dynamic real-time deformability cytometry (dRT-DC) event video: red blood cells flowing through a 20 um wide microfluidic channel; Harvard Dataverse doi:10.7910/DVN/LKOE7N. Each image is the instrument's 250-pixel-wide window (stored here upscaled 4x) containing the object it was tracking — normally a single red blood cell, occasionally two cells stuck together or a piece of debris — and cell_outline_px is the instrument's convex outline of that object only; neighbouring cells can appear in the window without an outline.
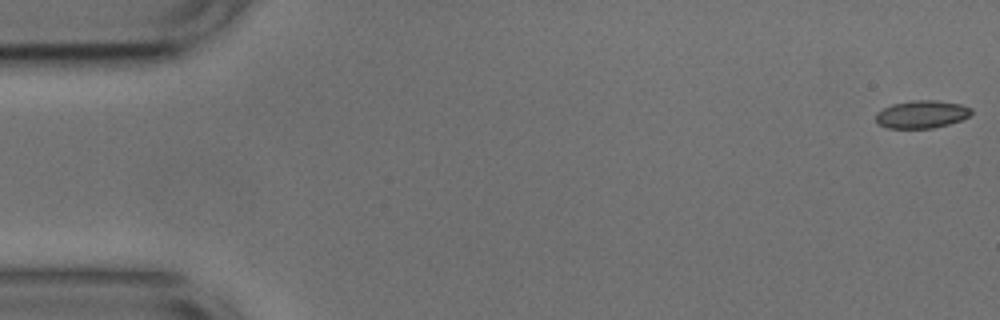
{"species": "common noctule bat (a hibernating species)", "species_latin": "Nyctalus noctula", "temperature_condition": "cold", "stored_images_in_passage": 53, "camera_frame_rate_fps": 3000, "um_per_image_px": 0.085, "animal": {"sex": "male", "body_mass_g": 17.9, "forearm_length_mm": 54.2}, "frame": {"image": 1, "passage_image": 1, "time_ms": 0.0, "image_size_px": [1000, 320], "cell_outline_px": [[972, 112], [968, 116], [960, 120], [948, 124], [932, 128], [888, 128], [880, 124], [876, 120], [876, 112], [892, 104], [912, 100], [936, 100], [960, 104], [972, 108]], "centroid_in_image_um": [78.34, 9.71], "position_along_channel_um": 6.7, "area_um2": 15.32}}
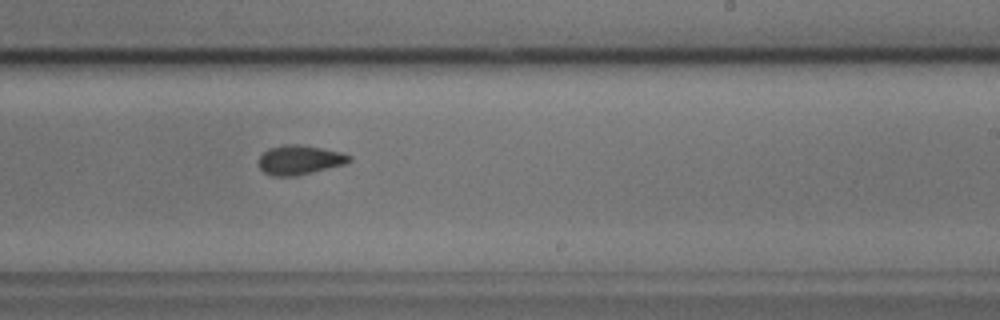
{"frame": {"image": 2, "passage_image": 32, "time_ms": 10.333, "image_size_px": [1000, 320], "cell_outline_px": [[352, 160], [348, 164], [296, 176], [272, 176], [264, 172], [260, 168], [260, 156], [268, 148], [284, 144], [300, 144], [324, 148], [340, 152], [352, 156]], "centroid_in_image_um": [25.52, 13.59], "position_along_channel_um": 263.5, "area_um2": 15.72}}
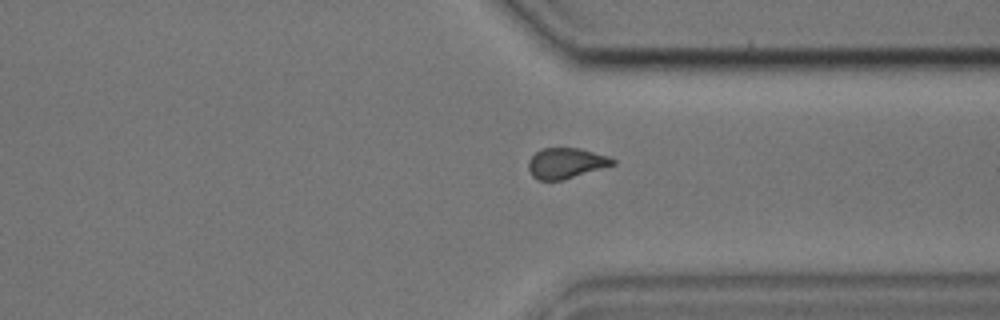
{"frame": {"image": 3, "passage_image": 40, "time_ms": 13.0, "image_size_px": [1000, 320], "cell_outline_px": [[616, 164], [564, 180], [536, 180], [532, 176], [528, 168], [528, 160], [536, 152], [544, 148], [580, 148], [608, 156], [616, 160]], "centroid_in_image_um": [48.11, 13.88], "position_along_channel_um": 363.3, "area_um2": 15.09}, "authors_computed_cell_mechanics": {"area_um2": 15.5482, "velocity_mm_per_s": 3.7427, "shape_relaxation_time_tau1_ms": 3.763, "shape_relaxation_time_tau2_ms": 1.8754, "deformation_change_tau1": 0.0855, "deformation_change_tau2": 0.0678}}